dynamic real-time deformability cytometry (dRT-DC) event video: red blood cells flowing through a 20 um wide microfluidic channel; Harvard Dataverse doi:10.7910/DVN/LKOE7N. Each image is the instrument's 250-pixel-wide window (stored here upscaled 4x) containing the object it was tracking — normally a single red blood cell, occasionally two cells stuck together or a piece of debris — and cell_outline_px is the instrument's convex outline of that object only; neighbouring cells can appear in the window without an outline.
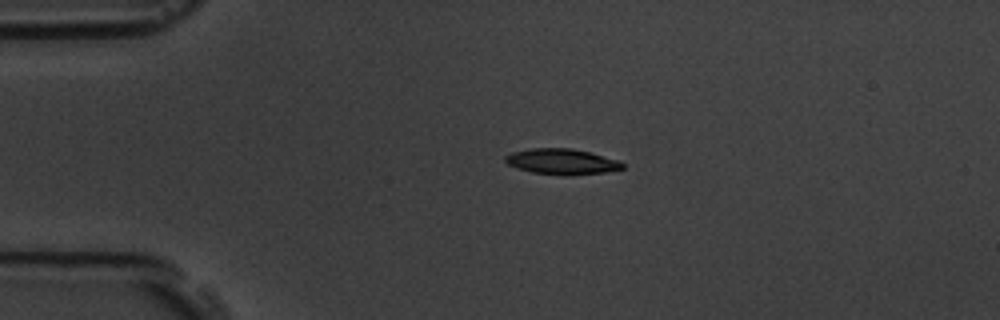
{"species": "common noctule bat (a hibernating species)", "species_latin": "Nyctalus noctula", "temperature_condition": "room temperature", "stored_images_in_passage": 2, "camera_frame_rate_fps": 3000, "um_per_image_px": 0.085, "animal": {"sex": "male", "body_mass_g": 19.5, "forearm_length_mm": 54.6}, "frame": {"image": 1, "passage_image": 1, "time_ms": 0.0, "image_size_px": [1000, 320], "cell_outline_px": [[624, 168], [604, 172], [564, 176], [532, 172], [516, 168], [508, 164], [504, 160], [504, 156], [512, 152], [532, 148], [572, 148], [620, 160], [624, 164]], "centroid_in_image_um": [47.74, 13.74], "position_along_channel_um": 37.3, "area_um2": 17.57}}